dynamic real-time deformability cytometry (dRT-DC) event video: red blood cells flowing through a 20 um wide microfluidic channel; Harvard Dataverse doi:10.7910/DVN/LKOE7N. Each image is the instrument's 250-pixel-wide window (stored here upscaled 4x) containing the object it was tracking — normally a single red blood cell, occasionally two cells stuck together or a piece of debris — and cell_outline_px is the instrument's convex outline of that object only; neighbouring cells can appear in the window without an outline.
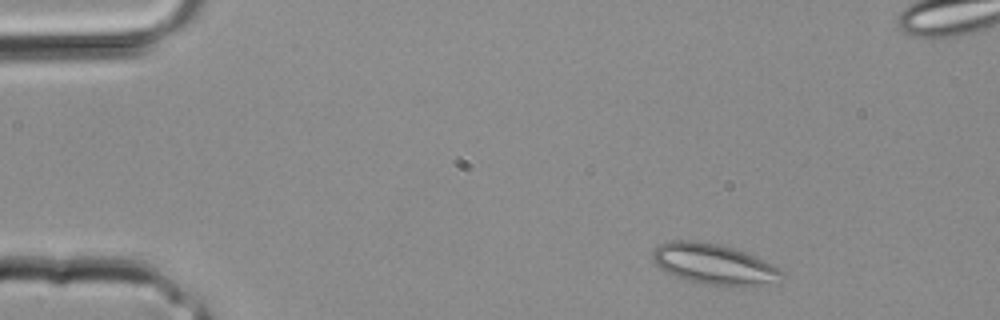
{"species": "common noctule bat (a hibernating species)", "species_latin": "Nyctalus noctula", "temperature_condition": "room temperature", "stored_images_in_passage": 34, "segment_of_instrument_passage": [1, 2], "camera_frame_rate_fps": 3000, "um_per_image_px": 0.085, "animal": {"sex": "male", "body_mass_g": 20.4}, "frame": {"image": 1, "passage_image": 3, "time_ms": 0.667, "image_size_px": [1000, 320], "cell_outline_px": [[784, 276], [748, 288], [724, 288], [684, 280], [664, 272], [652, 260], [652, 256], [656, 248], [660, 244], [672, 240], [692, 240], [720, 244], [744, 252], [764, 260], [780, 268], [784, 272]], "centroid_in_image_um": [60.66, 22.49], "position_along_channel_um": 24.3, "area_um2": 30.98}}
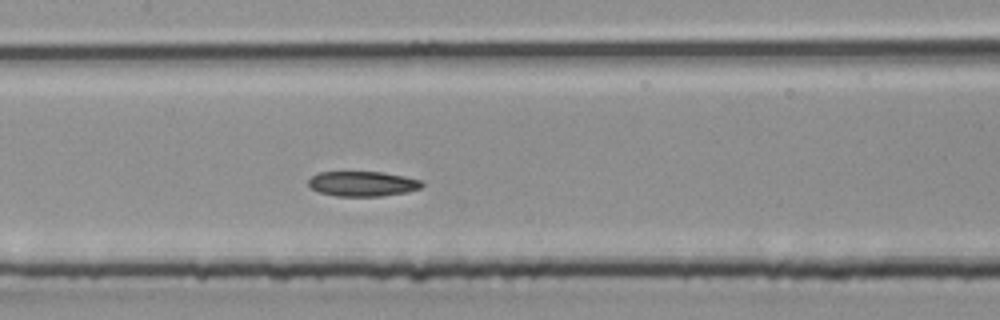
{"frame": {"image": 2, "passage_image": 15, "time_ms": 4.667, "image_size_px": [1000, 320], "cell_outline_px": [[424, 184], [420, 188], [408, 192], [380, 196], [336, 196], [320, 192], [312, 188], [308, 184], [308, 180], [312, 176], [320, 172], [384, 172], [424, 180]], "centroid_in_image_um": [30.87, 15.61], "position_along_channel_um": 176.5, "area_um2": 16.59}}
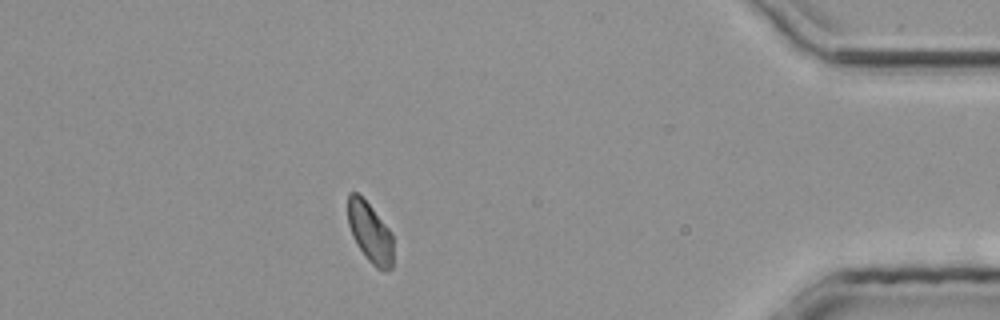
{"frame": {"image": 3, "passage_image": 29, "time_ms": 9.333, "image_size_px": [1000, 320], "cell_outline_px": [[392, 268], [388, 272], [384, 272], [376, 268], [364, 256], [356, 244], [352, 236], [348, 224], [348, 192], [356, 192], [372, 208], [392, 232]], "centroid_in_image_um": [31.45, 19.8], "position_along_channel_um": 403.7, "area_um2": 16.01}}